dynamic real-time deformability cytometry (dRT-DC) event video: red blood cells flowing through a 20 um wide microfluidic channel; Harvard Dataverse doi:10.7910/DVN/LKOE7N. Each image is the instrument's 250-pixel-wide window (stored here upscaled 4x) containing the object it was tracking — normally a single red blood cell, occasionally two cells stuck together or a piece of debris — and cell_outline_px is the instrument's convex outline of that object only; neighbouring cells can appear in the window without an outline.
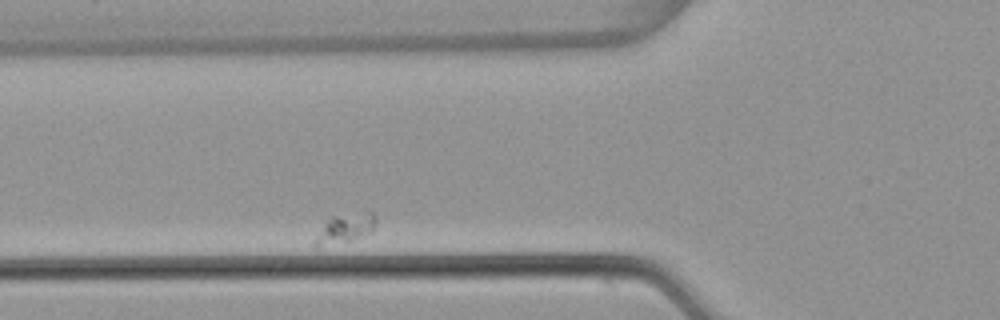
{"species": "common noctule bat (a hibernating species)", "species_latin": "Nyctalus noctula", "temperature_condition": "warm", "stored_images_in_passage": 7, "camera_frame_rate_fps": 3000, "um_per_image_px": 0.085, "animal": {"sex": "female", "body_mass_g": 22.7, "forearm_length_mm": 54.2}, "frame": {"image": 1, "passage_image": 7, "time_ms": 2.0, "image_size_px": [1000, 320], "cell_outline_px": [[376, 224], [372, 232], [348, 240], [316, 248], [316, 236], [328, 216], [368, 212], [372, 212], [376, 216]], "centroid_in_image_um": [29.34, 19.38], "position_along_channel_um": 96.5, "area_um2": 10.17}}